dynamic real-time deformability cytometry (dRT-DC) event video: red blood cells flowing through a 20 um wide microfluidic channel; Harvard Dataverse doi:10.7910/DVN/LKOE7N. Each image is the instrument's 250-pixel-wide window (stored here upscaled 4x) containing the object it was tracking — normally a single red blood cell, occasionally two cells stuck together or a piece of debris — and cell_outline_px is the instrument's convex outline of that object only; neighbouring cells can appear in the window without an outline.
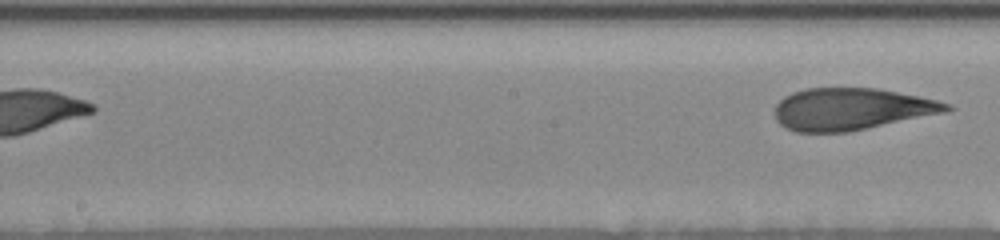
{"species": "human", "species_latin": "Homo sapiens", "temperature_condition": "room temperature", "stored_images_in_passage": 10, "segment_of_instrument_passage": [2, 2], "camera_frame_rate_fps": 3000, "um_per_image_px": 0.085, "donor": {"sex": "female"}, "frame": {"image": 1, "passage_image": 10, "time_ms": 5.333, "image_size_px": [1000, 240], "cell_outline_px": [[956, 108], [944, 112], [848, 132], [796, 132], [784, 128], [776, 120], [776, 104], [784, 96], [792, 92], [804, 88], [876, 88], [936, 100], [952, 104]], "centroid_in_image_um": [72.33, 9.27], "position_along_channel_um": 175.9, "area_um2": 41.79}}